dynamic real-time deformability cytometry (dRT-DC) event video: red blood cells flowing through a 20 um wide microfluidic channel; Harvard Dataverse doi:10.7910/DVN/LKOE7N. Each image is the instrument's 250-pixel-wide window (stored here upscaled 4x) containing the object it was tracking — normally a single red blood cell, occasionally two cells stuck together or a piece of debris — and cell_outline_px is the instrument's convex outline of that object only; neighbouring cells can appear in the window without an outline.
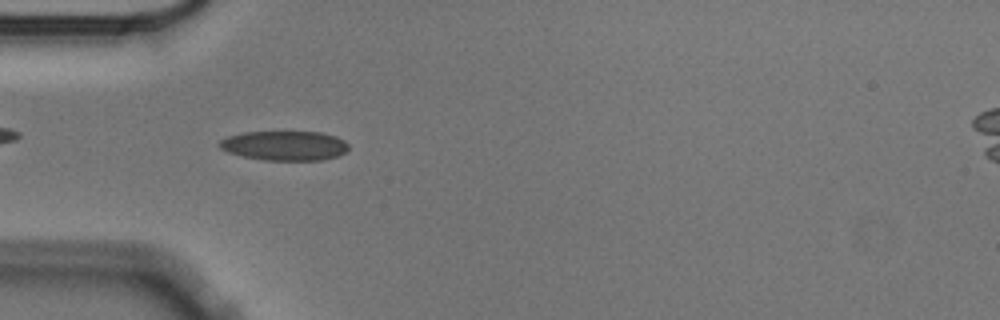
{"species": "Egyptian fruit bat (a non-hibernating species)", "species_latin": "Rousettus aegyptiacus", "temperature_condition": "cold", "stored_images_in_passage": 43, "camera_frame_rate_fps": 3000, "um_per_image_px": 0.085, "animal": {"sex": "male"}, "frame": {"image": 1, "passage_image": 4, "time_ms": 1.0, "image_size_px": [1000, 320], "cell_outline_px": [[348, 148], [344, 152], [336, 156], [324, 160], [264, 160], [244, 156], [228, 152], [220, 148], [216, 144], [220, 140], [228, 136], [244, 132], [320, 132], [336, 136], [344, 140], [348, 144]], "centroid_in_image_um": [24.18, 12.37], "position_along_channel_um": 60.8, "area_um2": 22.2}}
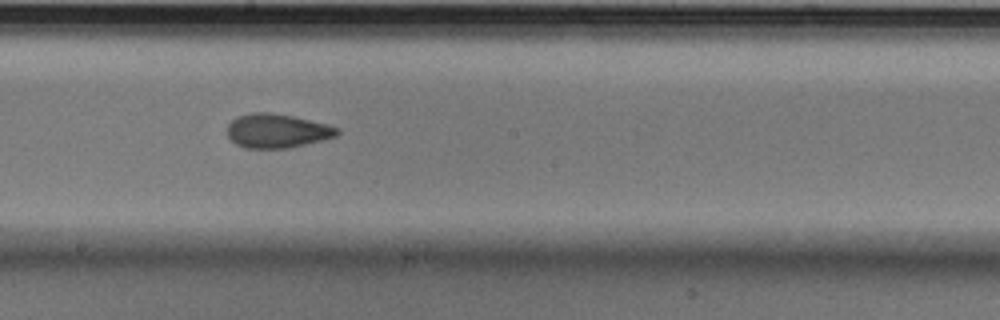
{"frame": {"image": 2, "passage_image": 18, "time_ms": 5.667, "image_size_px": [1000, 320], "cell_outline_px": [[340, 132], [336, 136], [288, 148], [244, 148], [236, 144], [228, 136], [228, 124], [236, 116], [252, 112], [272, 112], [292, 116], [328, 124], [340, 128]], "centroid_in_image_um": [23.54, 11.11], "position_along_channel_um": 224.7, "area_um2": 21.79}}
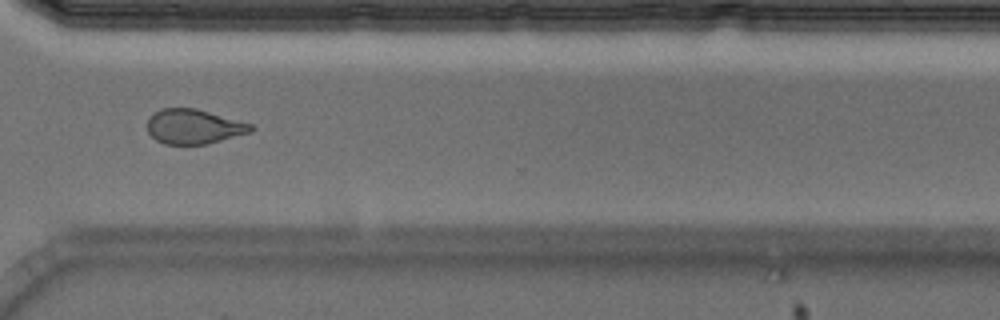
{"frame": {"image": 3, "passage_image": 29, "time_ms": 9.333, "image_size_px": [1000, 320], "cell_outline_px": [[256, 128], [252, 132], [204, 144], [164, 144], [156, 140], [148, 132], [148, 120], [160, 108], [196, 108], [252, 124]], "centroid_in_image_um": [16.49, 10.76], "position_along_channel_um": 354.1, "area_um2": 20.75}, "authors_computed_cell_mechanics": {"area_um2": 21.7906, "velocity_mm_per_s": 3.5325, "shape_relaxation_time_tau1_ms": 5.7392, "shape_relaxation_time_tau2_ms": 2.9496, "deformation_change_tau1": 0.1404, "deformation_change_tau2": 0.088}}